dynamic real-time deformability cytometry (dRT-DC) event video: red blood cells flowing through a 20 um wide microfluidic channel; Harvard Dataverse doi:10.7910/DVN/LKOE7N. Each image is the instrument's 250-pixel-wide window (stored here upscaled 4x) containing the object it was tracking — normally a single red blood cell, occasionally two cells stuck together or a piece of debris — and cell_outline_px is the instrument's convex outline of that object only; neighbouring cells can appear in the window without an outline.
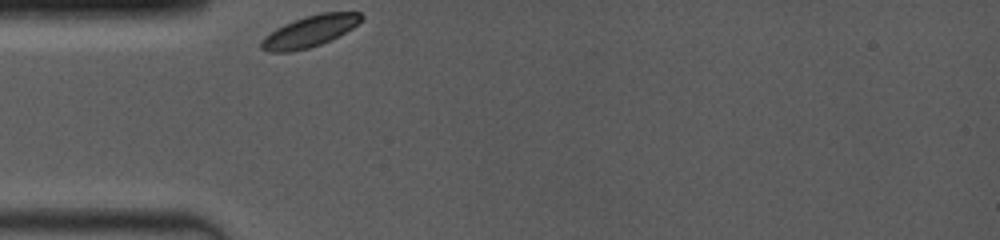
{"species": "common noctule bat (a hibernating species)", "species_latin": "Nyctalus noctula", "temperature_condition": "room temperature", "stored_images_in_passage": 7, "camera_frame_rate_fps": 4000, "um_per_image_px": 0.085, "animal": {"sex": "female", "body_mass_g": 19.0, "forearm_length_mm": 53.3}, "frame": {"image": 1, "passage_image": 1, "time_ms": 0.0, "image_size_px": [1000, 240], "cell_outline_px": [[364, 16], [352, 28], [320, 44], [308, 48], [288, 52], [268, 52], [260, 48], [260, 40], [264, 36], [276, 28], [284, 24], [304, 16], [320, 12], [360, 12]], "centroid_in_image_um": [26.26, 2.65], "position_along_channel_um": 58.7, "area_um2": 18.09}}
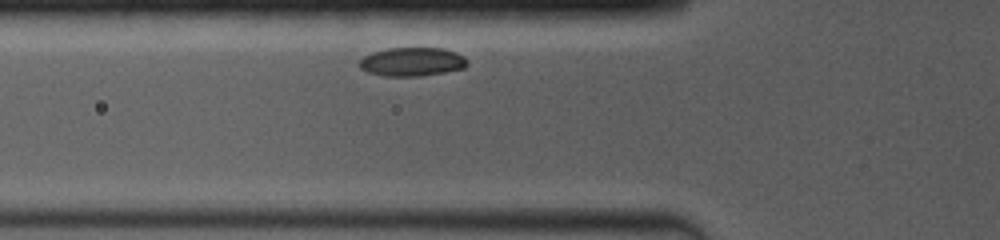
{"frame": {"image": 2, "passage_image": 4, "time_ms": 1.0, "image_size_px": [1000, 240], "cell_outline_px": [[468, 64], [464, 68], [444, 72], [416, 76], [384, 76], [368, 72], [360, 68], [360, 60], [364, 56], [372, 52], [388, 48], [444, 48], [456, 52], [464, 56], [468, 60]], "centroid_in_image_um": [35.05, 5.24], "position_along_channel_um": 90.8, "area_um2": 18.03}}